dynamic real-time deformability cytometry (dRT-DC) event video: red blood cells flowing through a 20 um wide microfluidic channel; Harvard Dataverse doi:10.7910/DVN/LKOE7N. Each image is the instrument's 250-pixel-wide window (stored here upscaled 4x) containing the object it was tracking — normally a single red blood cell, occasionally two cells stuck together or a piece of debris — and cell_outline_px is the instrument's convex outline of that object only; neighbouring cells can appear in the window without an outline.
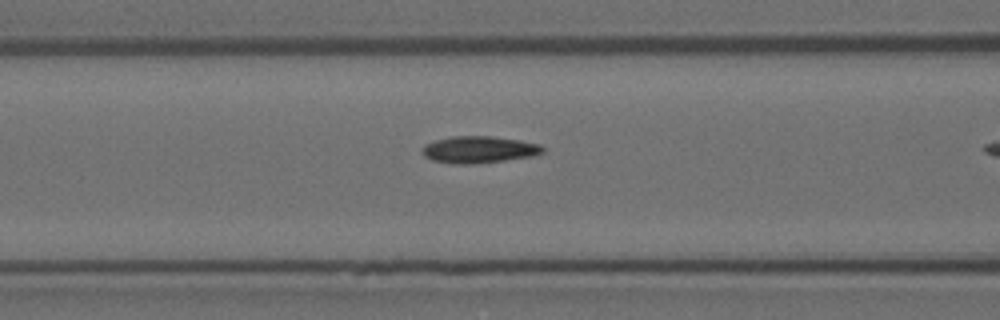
{"species": "Egyptian fruit bat (a non-hibernating species)", "species_latin": "Rousettus aegyptiacus", "temperature_condition": "room temperature", "stored_images_in_passage": 18, "camera_frame_rate_fps": 3000, "um_per_image_px": 0.085, "animal": {"sex": "female"}, "frame": {"image": 1, "passage_image": 16, "time_ms": 5.0, "image_size_px": [1000, 320], "cell_outline_px": [[544, 152], [532, 156], [504, 160], [472, 164], [452, 164], [432, 160], [424, 156], [420, 148], [424, 144], [436, 140], [452, 136], [492, 136], [520, 140], [540, 144], [544, 148]], "centroid_in_image_um": [40.68, 12.71], "position_along_channel_um": 125.9, "area_um2": 18.96}}